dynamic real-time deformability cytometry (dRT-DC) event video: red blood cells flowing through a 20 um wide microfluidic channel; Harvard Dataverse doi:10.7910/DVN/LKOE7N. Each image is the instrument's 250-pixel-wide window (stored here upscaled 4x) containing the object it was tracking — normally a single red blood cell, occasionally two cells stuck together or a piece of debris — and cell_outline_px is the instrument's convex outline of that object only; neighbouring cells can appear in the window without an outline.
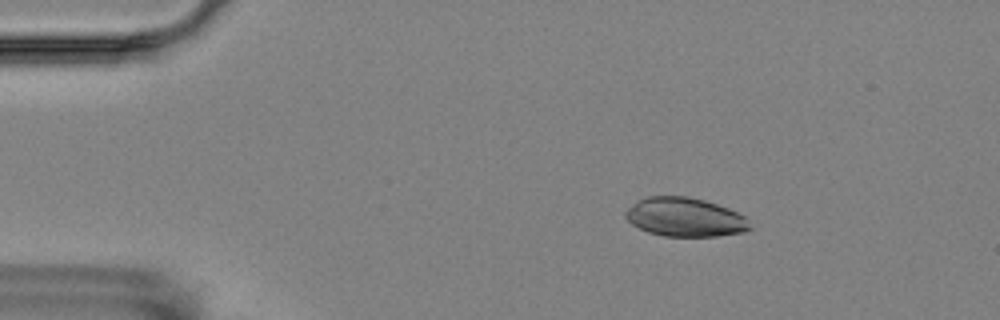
{"species": "Egyptian fruit bat (a non-hibernating species)", "species_latin": "Rousettus aegyptiacus", "temperature_condition": "room temperature", "stored_images_in_passage": 5, "camera_frame_rate_fps": 3000, "um_per_image_px": 0.085, "animal": {"sex": "female"}, "frame": {"image": 1, "passage_image": 3, "time_ms": 2.333, "image_size_px": [1000, 320], "cell_outline_px": [[752, 228], [744, 232], [716, 236], [664, 236], [648, 232], [632, 224], [624, 216], [624, 212], [636, 200], [648, 196], [688, 196], [704, 200], [728, 208], [744, 216]], "centroid_in_image_um": [58.19, 18.45], "position_along_channel_um": 26.8, "area_um2": 28.15}}